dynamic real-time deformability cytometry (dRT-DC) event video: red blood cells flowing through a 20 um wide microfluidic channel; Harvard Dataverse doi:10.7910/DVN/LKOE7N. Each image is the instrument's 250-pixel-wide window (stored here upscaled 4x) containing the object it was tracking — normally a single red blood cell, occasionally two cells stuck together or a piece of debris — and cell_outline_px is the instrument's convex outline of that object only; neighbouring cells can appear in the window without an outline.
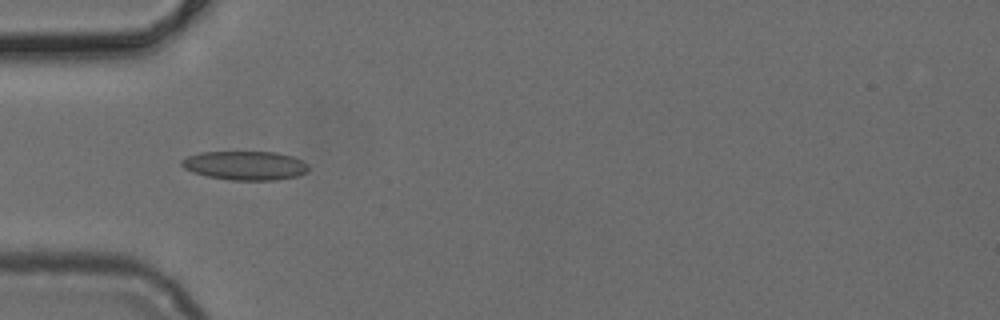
{"species": "common noctule bat (a hibernating species)", "species_latin": "Nyctalus noctula", "temperature_condition": "cold", "stored_images_in_passage": 37, "camera_frame_rate_fps": 3000, "um_per_image_px": 0.085, "animal": {"sex": "female", "body_mass_g": 24.6, "forearm_length_mm": 56.2}, "frame": {"image": 1, "passage_image": 3, "time_ms": 0.667, "image_size_px": [1000, 320], "cell_outline_px": [[308, 172], [296, 176], [276, 180], [232, 180], [208, 176], [192, 172], [184, 168], [180, 164], [180, 160], [188, 156], [200, 152], [276, 152], [292, 156], [308, 164]], "centroid_in_image_um": [20.83, 14.06], "position_along_channel_um": 64.2, "area_um2": 21.39}}
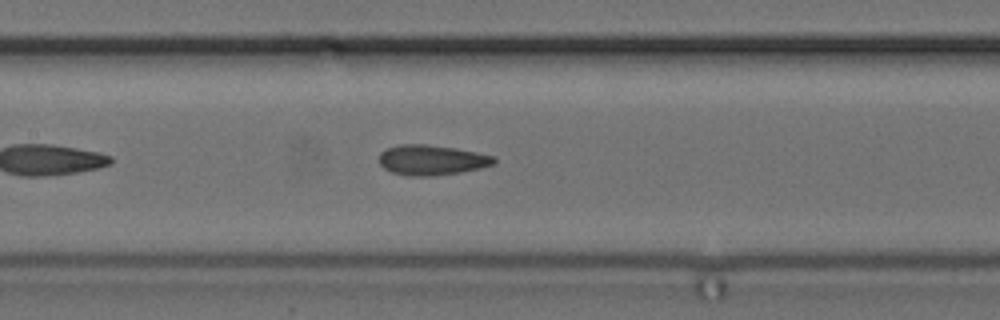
{"frame": {"image": 2, "passage_image": 11, "time_ms": 3.333, "image_size_px": [1000, 320], "cell_outline_px": [[496, 160], [492, 164], [480, 168], [460, 172], [428, 176], [408, 176], [392, 172], [384, 168], [380, 164], [380, 152], [388, 148], [400, 144], [428, 144], [456, 148], [496, 156]], "centroid_in_image_um": [36.69, 13.59], "position_along_channel_um": 170.7, "area_um2": 20.11}}
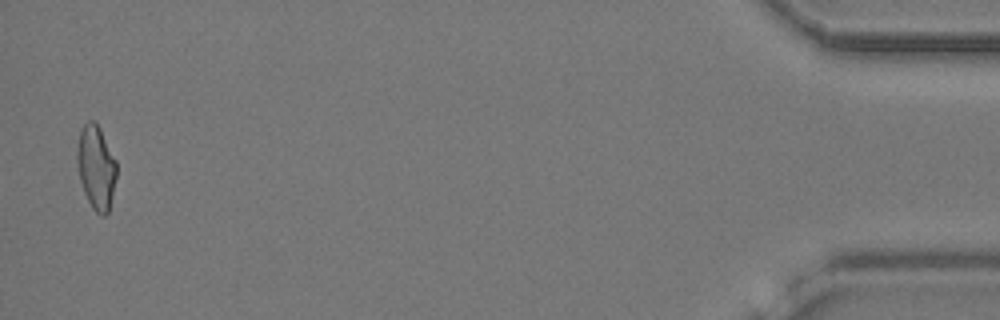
{"frame": {"image": 3, "passage_image": 37, "time_ms": 12.0, "image_size_px": [1000, 320], "cell_outline_px": [[116, 176], [108, 212], [104, 216], [100, 216], [92, 208], [84, 192], [80, 180], [76, 160], [76, 148], [80, 128], [88, 120], [96, 120], [116, 160]], "centroid_in_image_um": [8.14, 14.17], "position_along_channel_um": 427.1, "area_um2": 19.42}}